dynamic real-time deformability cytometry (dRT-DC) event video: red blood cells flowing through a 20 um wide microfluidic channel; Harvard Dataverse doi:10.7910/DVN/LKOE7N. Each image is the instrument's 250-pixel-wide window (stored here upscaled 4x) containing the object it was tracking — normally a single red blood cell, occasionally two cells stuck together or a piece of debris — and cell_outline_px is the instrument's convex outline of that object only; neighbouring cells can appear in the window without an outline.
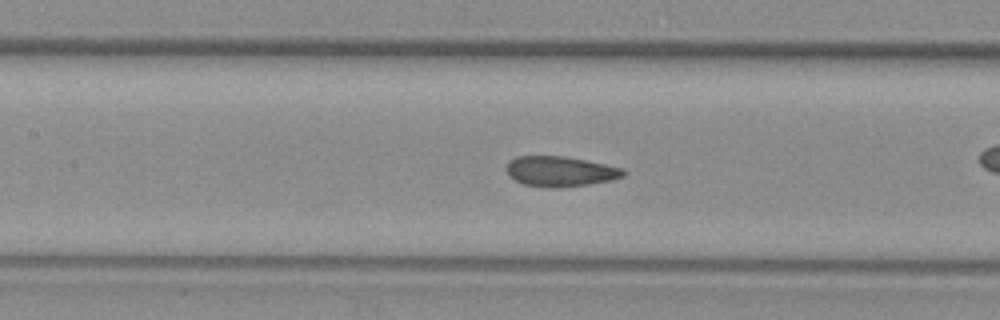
{"species": "common noctule bat (a hibernating species)", "species_latin": "Nyctalus noctula", "temperature_condition": "warm", "stored_images_in_passage": 56, "camera_frame_rate_fps": 3000, "um_per_image_px": 0.085, "animal": {"sex": "female", "body_mass_g": 29.2, "forearm_length_mm": 56.3}, "frame": {"image": 1, "passage_image": 25, "time_ms": 8.0, "image_size_px": [1000, 320], "cell_outline_px": [[624, 176], [612, 180], [588, 184], [560, 188], [544, 188], [524, 184], [508, 176], [504, 168], [508, 160], [516, 156], [564, 156], [604, 164], [620, 168], [624, 172]], "centroid_in_image_um": [47.53, 14.57], "position_along_channel_um": 159.9, "area_um2": 20.69}}
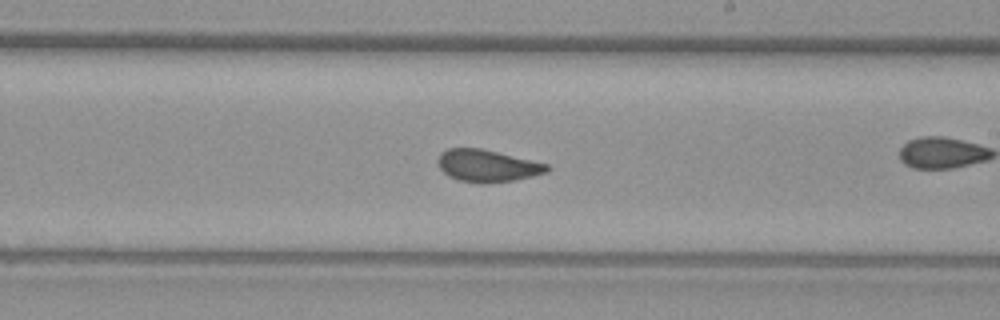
{"frame": {"image": 2, "passage_image": 32, "time_ms": 10.333, "image_size_px": [1000, 320], "cell_outline_px": [[552, 168], [548, 172], [516, 180], [484, 184], [480, 184], [456, 180], [448, 176], [440, 168], [436, 160], [440, 152], [448, 148], [480, 148], [548, 164]], "centroid_in_image_um": [41.4, 14.1], "position_along_channel_um": 247.6, "area_um2": 20.69}, "authors_computed_cell_mechanics": {"area_um2": 20.8947, "velocity_mm_per_s": 3.7827, "shape_relaxation_time_tau1_ms": null, "shape_relaxation_time_tau2_ms": 0.9572, "deformation_change_tau1": null, "deformation_change_tau2": 0.0593}}